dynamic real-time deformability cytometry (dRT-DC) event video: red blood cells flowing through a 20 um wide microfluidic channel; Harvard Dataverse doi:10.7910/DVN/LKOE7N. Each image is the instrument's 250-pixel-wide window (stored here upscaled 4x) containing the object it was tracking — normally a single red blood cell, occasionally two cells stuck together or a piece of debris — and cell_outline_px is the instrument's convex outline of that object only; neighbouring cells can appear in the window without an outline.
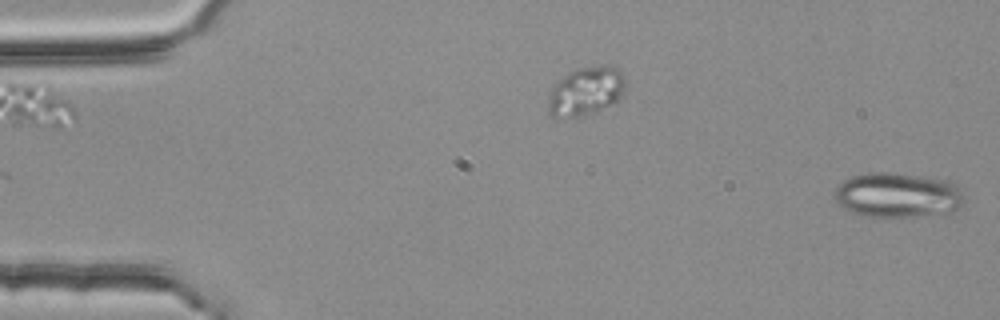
{"species": "common noctule bat (a hibernating species)", "species_latin": "Nyctalus noctula", "temperature_condition": "room temperature", "stored_images_in_passage": 4, "camera_frame_rate_fps": 3000, "um_per_image_px": 0.085, "animal": {"sex": "female", "body_mass_g": 25.1}, "frame": {"image": 1, "passage_image": 4, "time_ms": 1.0, "image_size_px": [1000, 320], "cell_outline_px": [[964, 204], [952, 216], [868, 216], [852, 212], [844, 208], [836, 200], [836, 188], [844, 180], [852, 176], [868, 172], [888, 172], [920, 176], [948, 180], [956, 184], [960, 188]], "centroid_in_image_um": [76.41, 16.6], "position_along_channel_um": 8.6, "area_um2": 34.28}}